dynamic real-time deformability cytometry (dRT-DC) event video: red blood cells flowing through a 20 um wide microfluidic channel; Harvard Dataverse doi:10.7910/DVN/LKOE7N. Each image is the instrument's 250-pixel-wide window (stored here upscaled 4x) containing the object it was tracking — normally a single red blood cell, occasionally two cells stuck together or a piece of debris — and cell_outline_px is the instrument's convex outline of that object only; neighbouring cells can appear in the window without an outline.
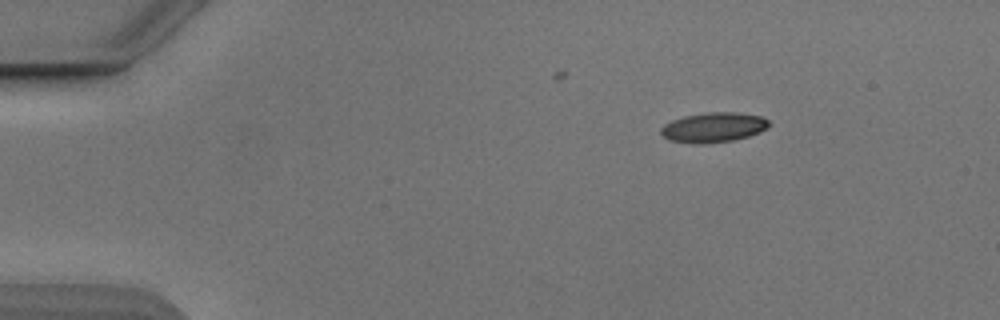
{"species": "Egyptian fruit bat (a non-hibernating species)", "species_latin": "Rousettus aegyptiacus", "temperature_condition": "cold", "stored_images_in_passage": 8, "camera_frame_rate_fps": 3000, "um_per_image_px": 0.085, "animal": {"sex": "male"}, "frame": {"image": 1, "passage_image": 1, "time_ms": 0.0, "image_size_px": [1000, 320], "cell_outline_px": [[768, 124], [760, 132], [748, 136], [732, 140], [708, 144], [692, 144], [668, 140], [660, 132], [660, 128], [664, 124], [672, 120], [684, 116], [708, 112], [736, 112], [760, 116], [768, 120]], "centroid_in_image_um": [60.58, 10.84], "position_along_channel_um": 24.4, "area_um2": 18.79}}